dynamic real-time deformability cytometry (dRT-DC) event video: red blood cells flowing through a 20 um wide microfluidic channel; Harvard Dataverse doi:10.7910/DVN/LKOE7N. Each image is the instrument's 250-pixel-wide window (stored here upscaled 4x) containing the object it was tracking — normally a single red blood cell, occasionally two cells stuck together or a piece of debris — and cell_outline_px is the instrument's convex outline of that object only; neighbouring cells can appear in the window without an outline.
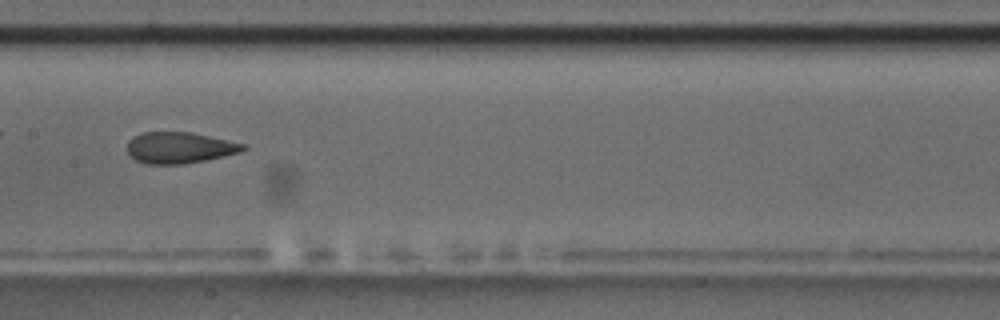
{"species": "common noctule bat (a hibernating species)", "species_latin": "Nyctalus noctula", "temperature_condition": "room temperature", "stored_images_in_passage": 8, "camera_frame_rate_fps": 3000, "um_per_image_px": 0.085, "animal": {"sex": "male", "body_mass_g": 17.5, "forearm_length_mm": 52.3}, "frame": {"image": 1, "passage_image": 7, "time_ms": 7.333, "image_size_px": [1000, 320], "cell_outline_px": [[248, 148], [240, 152], [204, 160], [180, 164], [148, 164], [136, 160], [128, 152], [128, 140], [132, 136], [144, 132], [192, 132], [248, 144]], "centroid_in_image_um": [15.29, 12.54], "position_along_channel_um": 192.1, "area_um2": 21.1}}
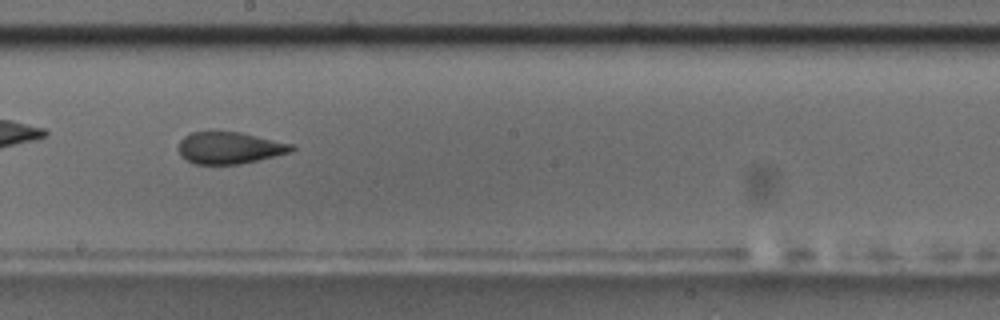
{"frame": {"image": 2, "passage_image": 8, "time_ms": 8.333, "image_size_px": [1000, 320], "cell_outline_px": [[296, 148], [292, 152], [240, 164], [196, 164], [180, 156], [176, 148], [180, 140], [184, 136], [192, 132], [240, 132], [292, 144]], "centroid_in_image_um": [19.48, 12.57], "position_along_channel_um": 228.7, "area_um2": 20.98}}